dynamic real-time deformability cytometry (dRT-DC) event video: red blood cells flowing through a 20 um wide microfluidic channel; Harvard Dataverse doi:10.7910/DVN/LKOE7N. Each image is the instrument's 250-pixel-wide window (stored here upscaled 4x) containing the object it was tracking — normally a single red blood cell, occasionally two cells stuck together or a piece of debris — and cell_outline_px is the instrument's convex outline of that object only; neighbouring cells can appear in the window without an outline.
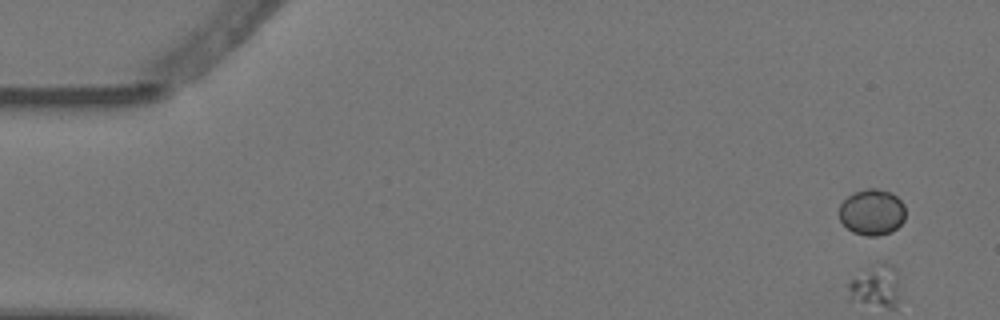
{"species": "Egyptian fruit bat (a non-hibernating species)", "species_latin": "Rousettus aegyptiacus", "temperature_condition": "warm", "stored_images_in_passage": 4, "segment_of_instrument_passage": [1, 2], "camera_frame_rate_fps": 3000, "um_per_image_px": 0.085, "animal": {"sex": "female"}, "frame": {"image": 1, "passage_image": 1, "time_ms": 0.0, "image_size_px": [1000, 320], "cell_outline_px": [[904, 220], [892, 232], [880, 236], [864, 236], [852, 232], [840, 220], [840, 204], [852, 192], [868, 188], [876, 188], [892, 192], [904, 204]], "centroid_in_image_um": [74.12, 18.03], "position_along_channel_um": 10.9, "area_um2": 17.92}}